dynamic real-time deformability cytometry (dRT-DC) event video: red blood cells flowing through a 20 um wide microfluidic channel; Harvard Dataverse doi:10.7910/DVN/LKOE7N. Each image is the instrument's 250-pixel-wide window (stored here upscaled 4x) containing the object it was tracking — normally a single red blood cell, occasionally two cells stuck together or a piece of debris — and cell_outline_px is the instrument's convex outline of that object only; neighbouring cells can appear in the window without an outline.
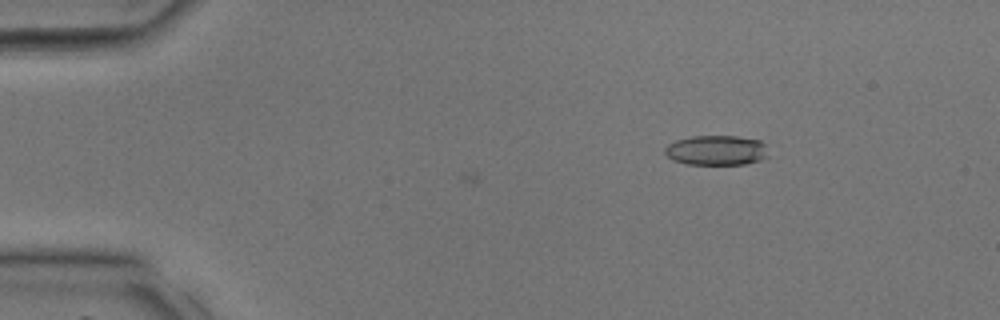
{"species": "common noctule bat (a hibernating species)", "species_latin": "Nyctalus noctula", "temperature_condition": "room temperature", "stored_images_in_passage": 6, "camera_frame_rate_fps": 3000, "um_per_image_px": 0.085, "animal": {"sex": "male", "body_mass_g": 17.9, "forearm_length_mm": 54.2}, "frame": {"image": 1, "passage_image": 6, "time_ms": 1.667, "image_size_px": [1000, 320], "cell_outline_px": [[768, 156], [760, 160], [744, 164], [688, 164], [672, 160], [664, 152], [664, 148], [668, 144], [676, 140], [692, 136], [736, 136], [760, 140], [764, 144]], "centroid_in_image_um": [60.87, 12.77], "position_along_channel_um": 24.1, "area_um2": 17.98}}